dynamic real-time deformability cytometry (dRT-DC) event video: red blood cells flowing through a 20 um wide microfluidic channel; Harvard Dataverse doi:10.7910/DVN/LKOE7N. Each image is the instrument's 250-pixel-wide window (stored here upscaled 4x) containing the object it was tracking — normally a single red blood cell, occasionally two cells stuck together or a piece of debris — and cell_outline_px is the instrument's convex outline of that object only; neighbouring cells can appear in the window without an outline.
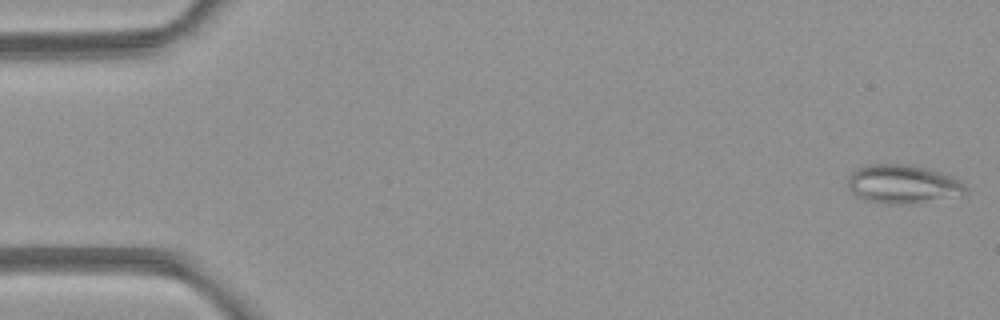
{"species": "common noctule bat (a hibernating species)", "species_latin": "Nyctalus noctula", "temperature_condition": "room temperature", "stored_images_in_passage": 5, "camera_frame_rate_fps": 3000, "um_per_image_px": 0.085, "animal": {"sex": "female", "body_mass_g": 21.9}, "frame": {"image": 1, "passage_image": 1, "time_ms": 0.0, "image_size_px": [1000, 320], "cell_outline_px": [[968, 192], [964, 196], [888, 204], [864, 200], [852, 192], [848, 188], [848, 176], [852, 172], [860, 168], [872, 164], [908, 164], [924, 168], [952, 176], [960, 180], [964, 184]], "centroid_in_image_um": [76.75, 15.64], "position_along_channel_um": 8.3, "area_um2": 26.07}}